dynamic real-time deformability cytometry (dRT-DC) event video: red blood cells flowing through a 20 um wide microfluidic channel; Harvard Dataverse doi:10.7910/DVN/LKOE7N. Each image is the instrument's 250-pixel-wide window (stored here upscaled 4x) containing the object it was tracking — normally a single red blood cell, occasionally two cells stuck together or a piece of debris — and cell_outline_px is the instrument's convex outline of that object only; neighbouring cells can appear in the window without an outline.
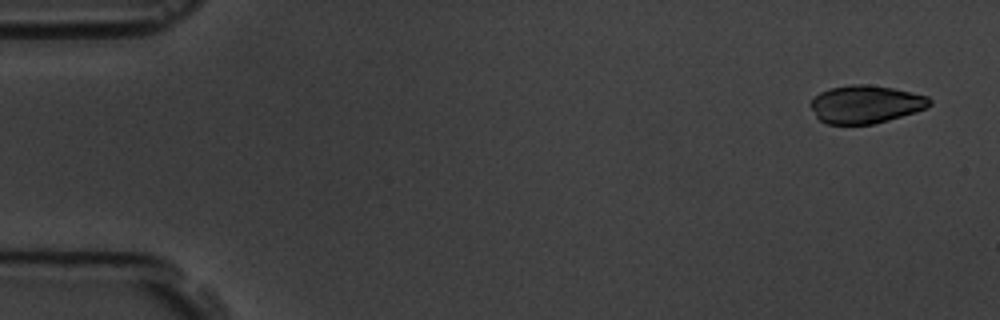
{"species": "common noctule bat (a hibernating species)", "species_latin": "Nyctalus noctula", "temperature_condition": "room temperature", "stored_images_in_passage": 5, "camera_frame_rate_fps": 3000, "um_per_image_px": 0.085, "animal": {"sex": "male", "body_mass_g": 19.5, "forearm_length_mm": 54.6}, "frame": {"image": 1, "passage_image": 1, "time_ms": 0.0, "image_size_px": [1000, 320], "cell_outline_px": [[932, 104], [928, 108], [916, 112], [888, 120], [872, 124], [828, 124], [820, 120], [816, 116], [808, 104], [820, 92], [832, 88], [852, 84], [868, 84], [892, 88], [928, 96], [932, 100]], "centroid_in_image_um": [73.6, 8.86], "position_along_channel_um": 11.4, "area_um2": 26.3}}